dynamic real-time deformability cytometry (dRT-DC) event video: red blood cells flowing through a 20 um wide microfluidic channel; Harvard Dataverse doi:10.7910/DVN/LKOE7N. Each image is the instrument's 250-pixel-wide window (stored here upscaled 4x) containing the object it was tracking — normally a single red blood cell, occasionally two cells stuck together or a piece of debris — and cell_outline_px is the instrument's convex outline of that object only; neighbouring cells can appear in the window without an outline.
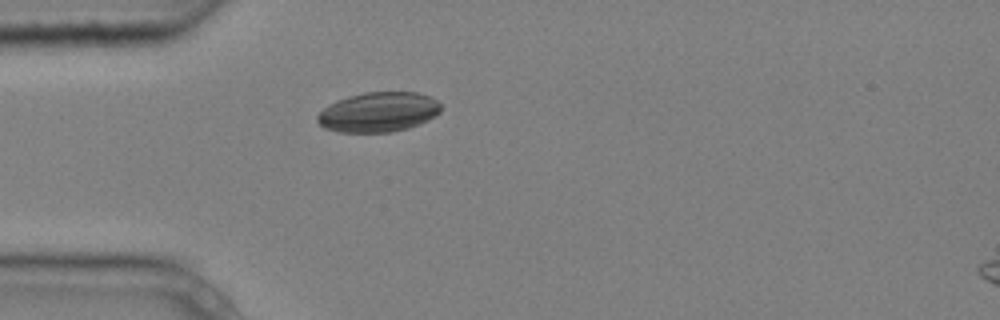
{"species": "common noctule bat (a hibernating species)", "species_latin": "Nyctalus noctula", "temperature_condition": "cold", "stored_images_in_passage": 2, "camera_frame_rate_fps": 3000, "um_per_image_px": 0.085, "animal": {"sex": "male", "body_mass_g": 20.4}, "frame": {"image": 1, "passage_image": 2, "time_ms": 0.333, "image_size_px": [1000, 320], "cell_outline_px": [[440, 112], [436, 116], [420, 124], [408, 128], [392, 132], [336, 132], [324, 128], [316, 120], [316, 116], [328, 104], [336, 100], [348, 96], [364, 92], [416, 92], [432, 96], [440, 104]], "centroid_in_image_um": [32.16, 9.52], "position_along_channel_um": 52.8, "area_um2": 28.96}}